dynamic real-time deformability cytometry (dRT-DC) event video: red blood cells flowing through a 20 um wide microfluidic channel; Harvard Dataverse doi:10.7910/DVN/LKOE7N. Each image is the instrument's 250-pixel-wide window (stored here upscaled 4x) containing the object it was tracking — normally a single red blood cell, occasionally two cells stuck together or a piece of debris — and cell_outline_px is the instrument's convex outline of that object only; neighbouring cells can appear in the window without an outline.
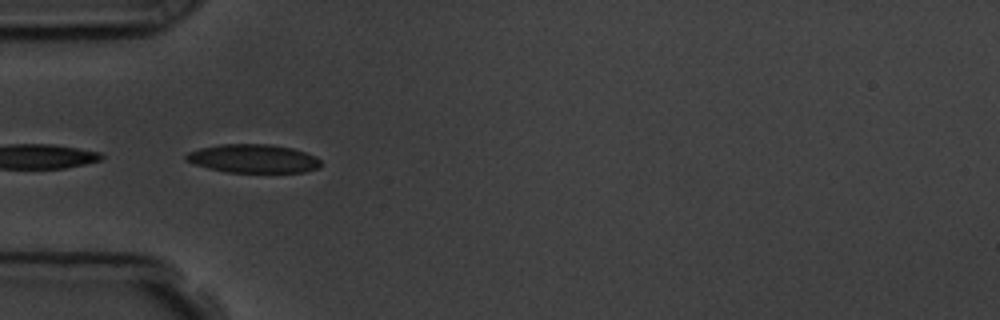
{"species": "common noctule bat (a hibernating species)", "species_latin": "Nyctalus noctula", "temperature_condition": "room temperature", "stored_images_in_passage": 23, "camera_frame_rate_fps": 3000, "um_per_image_px": 0.085, "animal": {"sex": "male", "body_mass_g": 19.5, "forearm_length_mm": 54.6}, "frame": {"image": 1, "passage_image": 17, "time_ms": 5.333, "image_size_px": [1000, 320], "cell_outline_px": [[320, 168], [304, 172], [224, 172], [208, 168], [184, 160], [184, 156], [188, 152], [200, 148], [220, 144], [268, 144], [292, 148], [316, 156], [320, 160]], "centroid_in_image_um": [21.51, 13.48], "position_along_channel_um": 63.5, "area_um2": 22.43}}